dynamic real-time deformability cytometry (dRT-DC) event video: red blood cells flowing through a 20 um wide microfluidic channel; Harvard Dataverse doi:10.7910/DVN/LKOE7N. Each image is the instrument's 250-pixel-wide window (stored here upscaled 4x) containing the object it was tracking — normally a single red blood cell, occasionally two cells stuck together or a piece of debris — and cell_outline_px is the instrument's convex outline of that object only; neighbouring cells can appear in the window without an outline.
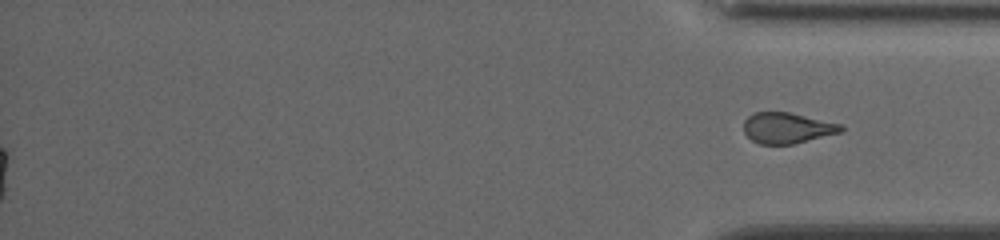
{"species": "common noctule bat (a hibernating species)", "species_latin": "Nyctalus noctula", "temperature_condition": "cold", "stored_images_in_passage": 52, "segment_of_instrument_passage": [2, 2], "camera_frame_rate_fps": 3000, "um_per_image_px": 0.085, "animal": {"sex": "female", "body_mass_g": 19.5, "forearm_length_mm": 54.1}, "frame": {"image": 1, "passage_image": 52, "time_ms": 17.0, "image_size_px": [1000, 240], "cell_outline_px": [[844, 132], [792, 144], [760, 144], [752, 140], [744, 132], [744, 120], [752, 112], [788, 112], [844, 124]], "centroid_in_image_um": [66.95, 10.87], "position_along_channel_um": 368.3, "area_um2": 17.63}}